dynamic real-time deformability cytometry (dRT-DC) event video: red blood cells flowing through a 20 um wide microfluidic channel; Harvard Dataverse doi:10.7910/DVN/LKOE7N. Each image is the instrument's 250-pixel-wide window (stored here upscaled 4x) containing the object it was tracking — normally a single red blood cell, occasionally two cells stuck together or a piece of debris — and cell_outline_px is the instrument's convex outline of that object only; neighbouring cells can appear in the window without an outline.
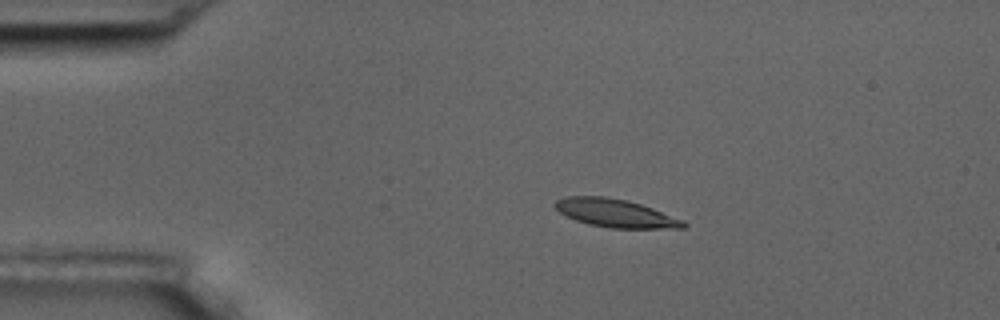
{"species": "common noctule bat (a hibernating species)", "species_latin": "Nyctalus noctula", "temperature_condition": "room temperature", "stored_images_in_passage": 7, "camera_frame_rate_fps": 3000, "um_per_image_px": 0.085, "animal": {"sex": "male", "body_mass_g": 17.5, "forearm_length_mm": 52.3}, "frame": {"image": 1, "passage_image": 3, "time_ms": 2.333, "image_size_px": [1000, 320], "cell_outline_px": [[688, 224], [684, 228], [612, 228], [588, 224], [564, 216], [552, 204], [556, 200], [564, 196], [604, 196], [628, 200], [652, 208], [684, 220]], "centroid_in_image_um": [52.29, 18.11], "position_along_channel_um": 32.7, "area_um2": 21.15}}
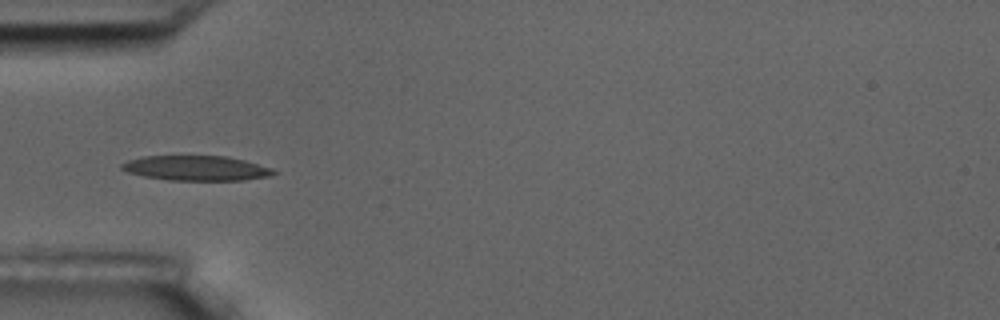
{"frame": {"image": 2, "passage_image": 5, "time_ms": 4.667, "image_size_px": [1000, 320], "cell_outline_px": [[276, 172], [272, 176], [244, 180], [168, 180], [144, 176], [128, 172], [120, 168], [120, 164], [128, 160], [144, 156], [224, 156], [244, 160], [272, 168]], "centroid_in_image_um": [16.68, 14.29], "position_along_channel_um": 68.3, "area_um2": 21.96}}